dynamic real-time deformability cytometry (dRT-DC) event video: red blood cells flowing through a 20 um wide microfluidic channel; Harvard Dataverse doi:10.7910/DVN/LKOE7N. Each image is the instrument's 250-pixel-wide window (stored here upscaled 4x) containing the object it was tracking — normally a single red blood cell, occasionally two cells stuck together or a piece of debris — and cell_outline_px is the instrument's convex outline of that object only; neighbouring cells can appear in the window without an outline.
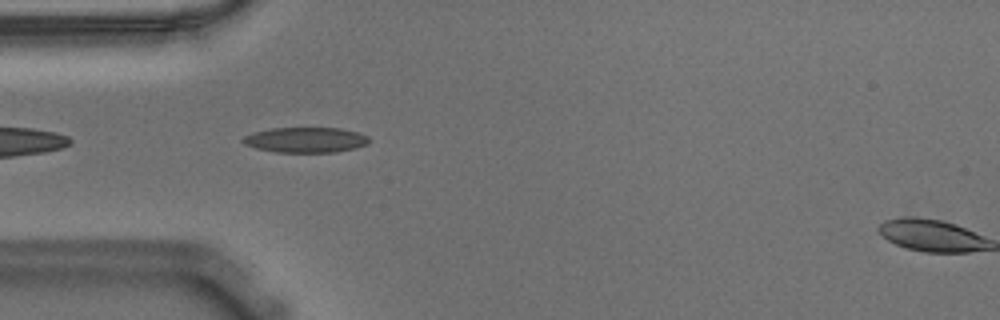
{"species": "Egyptian fruit bat (a non-hibernating species)", "species_latin": "Rousettus aegyptiacus", "temperature_condition": "warm", "stored_images_in_passage": 4, "camera_frame_rate_fps": 3000, "um_per_image_px": 0.085, "animal": {"sex": "male"}, "frame": {"image": 1, "passage_image": 3, "time_ms": 0.667, "image_size_px": [1000, 320], "cell_outline_px": [[368, 144], [356, 148], [336, 152], [276, 152], [256, 148], [244, 144], [240, 140], [244, 136], [252, 132], [272, 128], [340, 128], [356, 132], [368, 136]], "centroid_in_image_um": [25.95, 11.89], "position_along_channel_um": 59.1, "area_um2": 18.61}}